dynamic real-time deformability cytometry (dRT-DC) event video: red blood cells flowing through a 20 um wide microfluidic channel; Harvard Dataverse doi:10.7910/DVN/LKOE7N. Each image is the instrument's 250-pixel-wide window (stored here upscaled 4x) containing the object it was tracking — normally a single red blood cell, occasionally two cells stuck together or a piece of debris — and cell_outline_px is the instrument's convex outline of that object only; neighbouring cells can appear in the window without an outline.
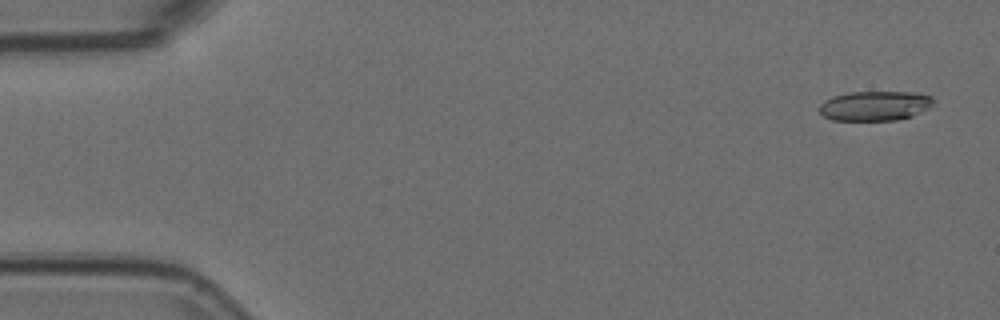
{"species": "Egyptian fruit bat (a non-hibernating species)", "species_latin": "Rousettus aegyptiacus", "temperature_condition": "room temperature", "stored_images_in_passage": 39, "camera_frame_rate_fps": 3000, "um_per_image_px": 0.085, "animal": {"sex": "female"}, "frame": {"image": 1, "passage_image": 3, "time_ms": 0.667, "image_size_px": [1000, 320], "cell_outline_px": [[932, 104], [928, 108], [912, 116], [896, 120], [832, 120], [824, 116], [816, 108], [824, 100], [832, 96], [848, 92], [912, 92], [932, 96]], "centroid_in_image_um": [74.31, 8.99], "position_along_channel_um": 10.7, "area_um2": 19.77}}
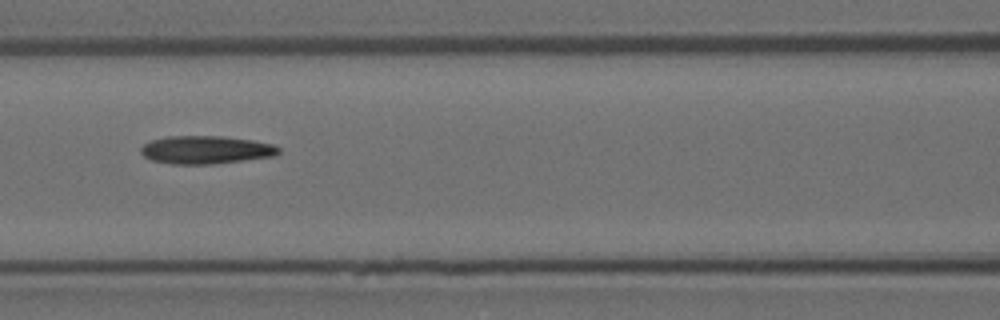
{"frame": {"image": 2, "passage_image": 24, "time_ms": 7.667, "image_size_px": [1000, 320], "cell_outline_px": [[280, 152], [272, 156], [212, 164], [172, 164], [152, 160], [144, 156], [140, 152], [140, 148], [144, 144], [152, 140], [168, 136], [224, 136], [252, 140], [272, 144], [280, 148]], "centroid_in_image_um": [17.47, 12.73], "position_along_channel_um": 149.1, "area_um2": 22.37}}
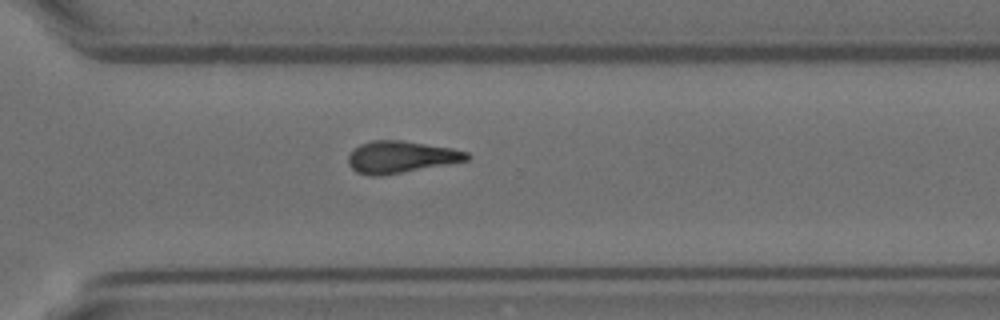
{"frame": {"image": 3, "passage_image": 39, "time_ms": 12.667, "image_size_px": [1000, 320], "cell_outline_px": [[472, 156], [468, 160], [380, 176], [372, 176], [356, 172], [348, 164], [348, 156], [352, 148], [360, 144], [372, 140], [400, 140], [452, 148], [468, 152]], "centroid_in_image_um": [34.04, 13.33], "position_along_channel_um": 336.6, "area_um2": 22.02}}